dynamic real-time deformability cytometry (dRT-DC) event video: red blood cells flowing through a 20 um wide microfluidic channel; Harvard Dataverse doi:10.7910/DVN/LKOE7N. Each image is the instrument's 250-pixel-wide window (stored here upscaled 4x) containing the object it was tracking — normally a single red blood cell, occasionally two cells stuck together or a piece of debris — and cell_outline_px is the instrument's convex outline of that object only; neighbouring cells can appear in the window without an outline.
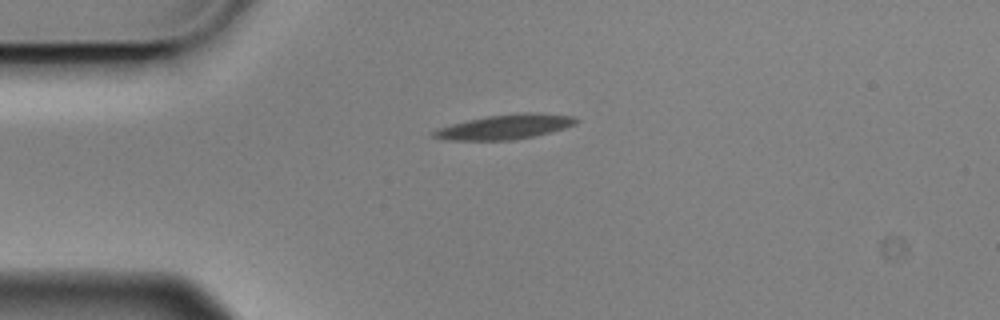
{"species": "Egyptian fruit bat (a non-hibernating species)", "species_latin": "Rousettus aegyptiacus", "temperature_condition": "cold", "stored_images_in_passage": 2, "camera_frame_rate_fps": 3000, "um_per_image_px": 0.085, "animal": {"sex": "male"}, "frame": {"image": 1, "passage_image": 1, "time_ms": 0.0, "image_size_px": [1000, 320], "cell_outline_px": [[580, 120], [576, 124], [552, 132], [512, 140], [452, 140], [432, 136], [432, 132], [436, 128], [468, 120], [488, 116], [516, 112], [532, 112], [576, 116]], "centroid_in_image_um": [42.99, 10.76], "position_along_channel_um": 42.0, "area_um2": 20.52}}